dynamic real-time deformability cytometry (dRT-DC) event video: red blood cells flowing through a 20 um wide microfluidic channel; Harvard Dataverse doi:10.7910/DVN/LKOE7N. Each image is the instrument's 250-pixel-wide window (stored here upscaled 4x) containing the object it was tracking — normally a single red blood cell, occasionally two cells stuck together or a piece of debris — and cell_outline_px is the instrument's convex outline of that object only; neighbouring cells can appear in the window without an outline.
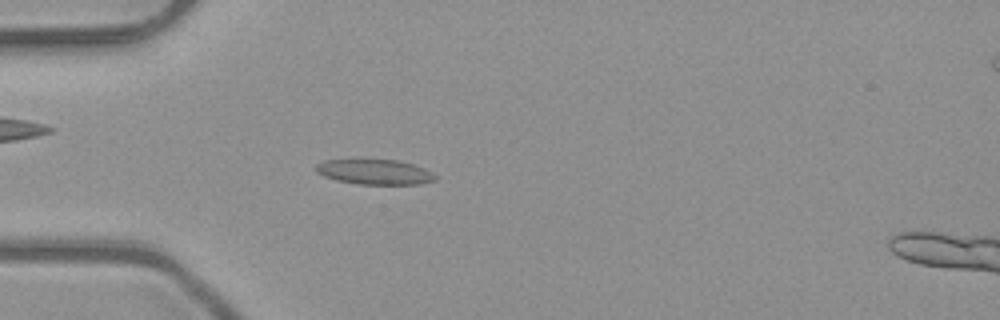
{"species": "common noctule bat (a hibernating species)", "species_latin": "Nyctalus noctula", "temperature_condition": "room temperature", "stored_images_in_passage": 4, "camera_frame_rate_fps": 3000, "um_per_image_px": 0.085, "animal": {"sex": "male", "body_mass_g": 23.1, "forearm_length_mm": 52.7}, "frame": {"image": 1, "passage_image": 4, "time_ms": 1.0, "image_size_px": [1000, 320], "cell_outline_px": [[436, 180], [420, 184], [356, 184], [336, 180], [324, 176], [316, 172], [316, 164], [324, 160], [352, 156], [364, 156], [400, 160], [424, 168], [432, 172], [436, 176]], "centroid_in_image_um": [31.77, 14.54], "position_along_channel_um": 53.2, "area_um2": 18.67}}